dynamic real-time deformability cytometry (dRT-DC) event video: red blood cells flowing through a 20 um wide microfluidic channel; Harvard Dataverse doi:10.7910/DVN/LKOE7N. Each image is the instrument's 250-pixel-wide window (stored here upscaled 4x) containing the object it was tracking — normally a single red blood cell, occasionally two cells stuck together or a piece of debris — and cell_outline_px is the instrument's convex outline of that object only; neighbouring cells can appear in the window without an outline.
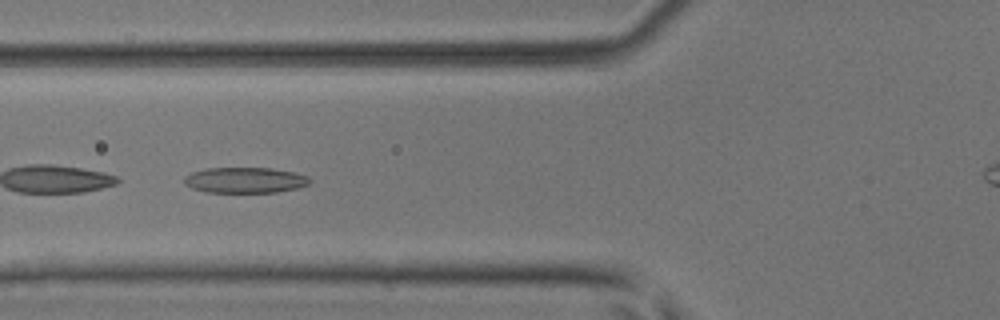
{"species": "common noctule bat (a hibernating species)", "species_latin": "Nyctalus noctula", "temperature_condition": "room temperature", "stored_images_in_passage": 7, "camera_frame_rate_fps": 3000, "um_per_image_px": 0.085, "animal": {"sex": "male", "body_mass_g": 17.9, "forearm_length_mm": 54.2}, "frame": {"image": 1, "passage_image": 5, "time_ms": 1.333, "image_size_px": [1000, 320], "cell_outline_px": [[312, 180], [308, 184], [296, 188], [276, 192], [208, 192], [192, 188], [184, 184], [184, 176], [192, 172], [208, 168], [272, 168], [292, 172], [308, 176]], "centroid_in_image_um": [20.81, 15.31], "position_along_channel_um": 105.0, "area_um2": 18.67}}
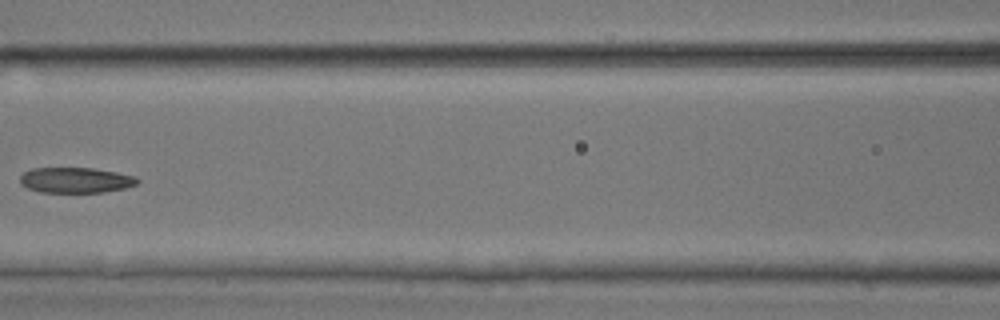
{"frame": {"image": 2, "passage_image": 6, "time_ms": 1.667, "image_size_px": [1000, 320], "cell_outline_px": [[140, 180], [136, 184], [124, 188], [104, 192], [40, 192], [28, 188], [20, 184], [20, 176], [24, 172], [32, 168], [92, 168], [116, 172], [136, 176]], "centroid_in_image_um": [6.42, 15.31], "position_along_channel_um": 160.2, "area_um2": 17.4}}
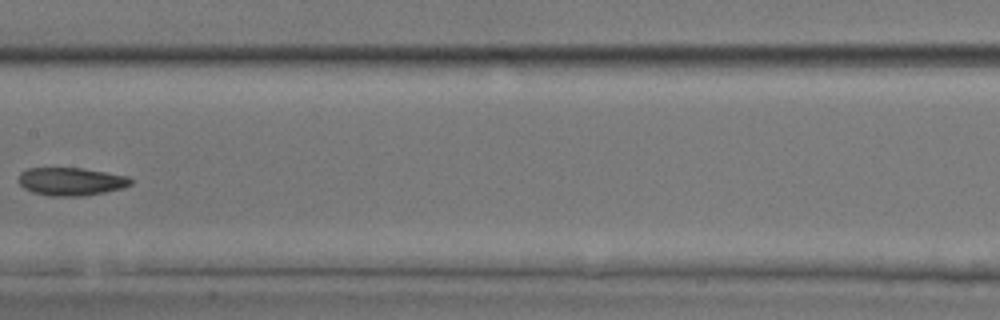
{"frame": {"image": 3, "passage_image": 7, "time_ms": 2.0, "image_size_px": [1000, 320], "cell_outline_px": [[132, 184], [124, 188], [84, 196], [52, 196], [32, 192], [24, 188], [20, 184], [20, 172], [28, 168], [84, 168], [128, 176], [132, 180]], "centroid_in_image_um": [6.07, 15.42], "position_along_channel_um": 201.3, "area_um2": 18.32}}